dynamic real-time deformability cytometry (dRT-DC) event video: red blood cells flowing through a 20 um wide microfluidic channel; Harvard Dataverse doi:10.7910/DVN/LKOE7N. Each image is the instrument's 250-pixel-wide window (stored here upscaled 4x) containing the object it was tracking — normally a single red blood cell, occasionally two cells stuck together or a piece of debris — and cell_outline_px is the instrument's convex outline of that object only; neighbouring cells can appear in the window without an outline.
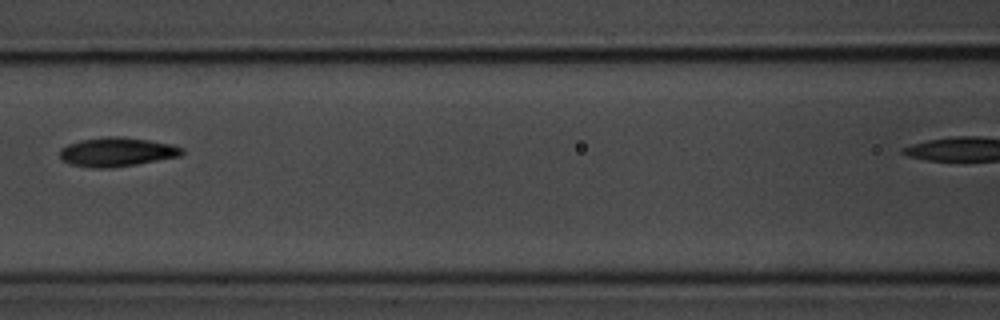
{"species": "common noctule bat (a hibernating species)", "species_latin": "Nyctalus noctula", "temperature_condition": "room temperature", "stored_images_in_passage": 8, "camera_frame_rate_fps": 3000, "um_per_image_px": 0.085, "animal": {"sex": "male", "body_mass_g": 20.1, "forearm_length_mm": 53.5}, "frame": {"image": 1, "passage_image": 4, "time_ms": 3.667, "image_size_px": [1000, 320], "cell_outline_px": [[184, 152], [180, 156], [136, 164], [112, 168], [92, 168], [72, 164], [60, 160], [60, 148], [68, 144], [80, 140], [108, 136], [120, 136], [148, 140], [172, 144], [184, 148]], "centroid_in_image_um": [9.92, 12.91], "position_along_channel_um": 156.7, "area_um2": 20.75}}
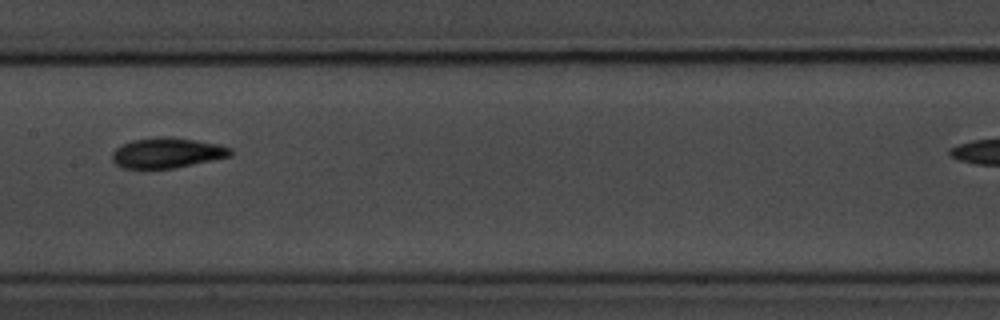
{"frame": {"image": 2, "passage_image": 5, "time_ms": 4.667, "image_size_px": [1000, 320], "cell_outline_px": [[232, 156], [172, 168], [148, 172], [120, 168], [112, 160], [112, 152], [116, 148], [132, 140], [160, 136], [168, 136], [196, 140], [220, 144], [232, 148]], "centroid_in_image_um": [14.15, 13.03], "position_along_channel_um": 193.3, "area_um2": 21.62}}